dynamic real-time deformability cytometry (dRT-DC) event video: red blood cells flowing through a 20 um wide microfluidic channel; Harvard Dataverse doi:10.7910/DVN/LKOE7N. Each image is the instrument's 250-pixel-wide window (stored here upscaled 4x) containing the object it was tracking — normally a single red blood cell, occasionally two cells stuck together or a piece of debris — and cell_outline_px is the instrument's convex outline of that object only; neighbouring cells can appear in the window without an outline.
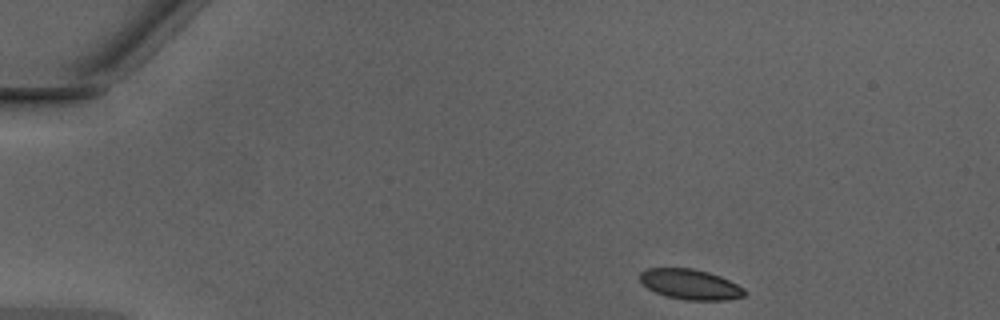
{"species": "Egyptian fruit bat (a non-hibernating species)", "species_latin": "Rousettus aegyptiacus", "temperature_condition": "warm", "stored_images_in_passage": 42, "camera_frame_rate_fps": 3000, "um_per_image_px": 0.085, "animal": {"sex": "male"}, "frame": {"image": 1, "passage_image": 1, "time_ms": 0.0, "image_size_px": [1000, 320], "cell_outline_px": [[748, 292], [744, 296], [724, 300], [684, 300], [668, 296], [656, 292], [648, 288], [640, 280], [640, 272], [648, 268], [692, 268], [708, 272], [720, 276], [744, 288]], "centroid_in_image_um": [58.69, 24.17], "position_along_channel_um": 26.3, "area_um2": 18.32}}
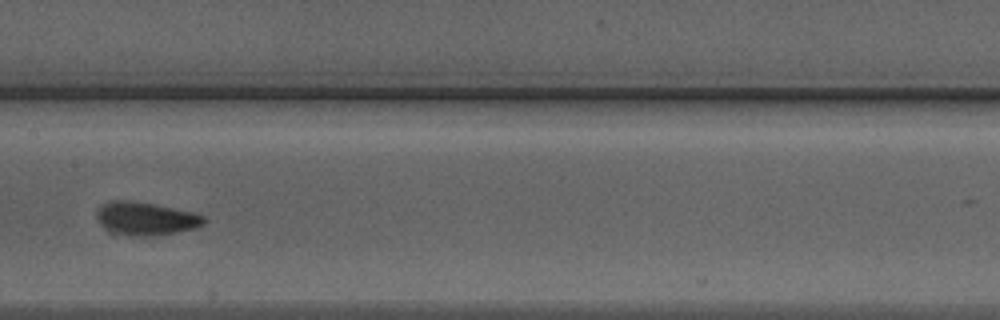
{"frame": {"image": 2, "passage_image": 19, "time_ms": 6.0, "image_size_px": [1000, 320], "cell_outline_px": [[208, 220], [204, 224], [196, 228], [160, 236], [128, 236], [108, 232], [100, 224], [96, 216], [96, 212], [100, 204], [112, 200], [124, 200], [152, 204], [192, 212], [204, 216]], "centroid_in_image_um": [12.36, 18.61], "position_along_channel_um": 195.0, "area_um2": 21.04}}
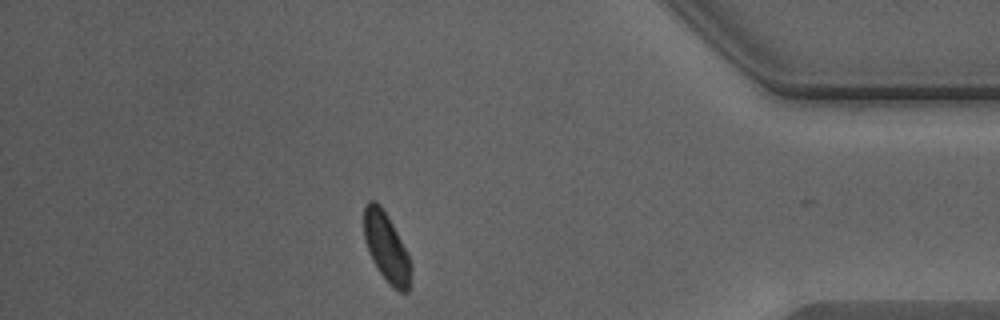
{"frame": {"image": 3, "passage_image": 36, "time_ms": 11.667, "image_size_px": [1000, 320], "cell_outline_px": [[412, 272], [408, 292], [400, 292], [380, 272], [372, 260], [368, 252], [364, 240], [364, 204], [368, 200], [376, 200], [380, 204], [388, 216], [408, 252], [412, 264]], "centroid_in_image_um": [32.85, 20.98], "position_along_channel_um": 402.3, "area_um2": 19.02}, "authors_computed_cell_mechanics": {"area_um2": 19.1029, "velocity_mm_per_s": 4.2694, "shape_relaxation_time_tau1_ms": 1.9859, "shape_relaxation_time_tau2_ms": 1.6951, "deformation_change_tau1": 0.0703, "deformation_change_tau2": 0.0655}}